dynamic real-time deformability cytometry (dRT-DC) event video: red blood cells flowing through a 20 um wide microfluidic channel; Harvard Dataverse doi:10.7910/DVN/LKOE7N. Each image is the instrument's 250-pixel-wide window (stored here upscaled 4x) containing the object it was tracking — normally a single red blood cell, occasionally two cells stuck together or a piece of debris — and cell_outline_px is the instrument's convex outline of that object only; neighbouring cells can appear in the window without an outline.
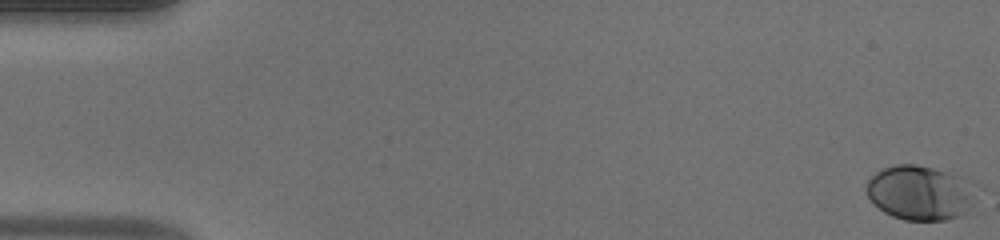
{"species": "human", "species_latin": "Homo sapiens", "temperature_condition": "warm", "stored_images_in_passage": 49, "camera_frame_rate_fps": 3000, "um_per_image_px": 0.085, "donor": {"sex": "male"}, "frame": {"image": 1, "passage_image": 1, "time_ms": 0.0, "image_size_px": [1000, 240], "cell_outline_px": [[984, 188], [976, 212], [948, 220], [904, 220], [892, 216], [884, 212], [872, 204], [864, 188], [868, 180], [876, 172], [884, 168], [896, 164], [916, 164], [932, 168], [960, 176], [980, 184]], "centroid_in_image_um": [78.43, 16.42], "position_along_channel_um": 6.6, "area_um2": 37.05}}
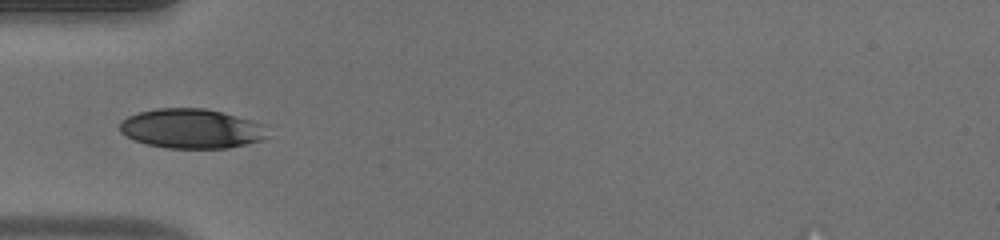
{"frame": {"image": 2, "passage_image": 17, "time_ms": 5.333, "image_size_px": [1000, 240], "cell_outline_px": [[268, 136], [260, 140], [228, 148], [168, 148], [148, 144], [136, 140], [120, 132], [120, 124], [128, 116], [140, 112], [156, 108], [204, 108], [236, 116], [264, 124]], "centroid_in_image_um": [16.28, 10.93], "position_along_channel_um": 68.7, "area_um2": 33.64}}
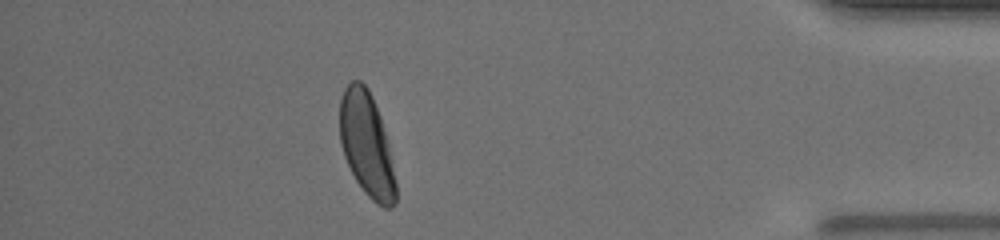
{"frame": {"image": 3, "passage_image": 44, "time_ms": 14.333, "image_size_px": [1000, 240], "cell_outline_px": [[396, 204], [392, 208], [384, 208], [376, 204], [364, 192], [356, 180], [344, 156], [340, 144], [340, 100], [344, 88], [352, 80], [360, 80], [368, 88], [372, 96], [380, 116], [388, 144], [396, 184]], "centroid_in_image_um": [31.16, 12.3], "position_along_channel_um": 404.0, "area_um2": 33.87}, "authors_computed_cell_mechanics": {"area_um2": 33.813, "velocity_mm_per_s": 4.2119, "shape_relaxation_time_tau1_ms": 1.8432, "shape_relaxation_time_tau2_ms": null, "deformation_change_tau1": 0.1246, "deformation_change_tau2": null}}